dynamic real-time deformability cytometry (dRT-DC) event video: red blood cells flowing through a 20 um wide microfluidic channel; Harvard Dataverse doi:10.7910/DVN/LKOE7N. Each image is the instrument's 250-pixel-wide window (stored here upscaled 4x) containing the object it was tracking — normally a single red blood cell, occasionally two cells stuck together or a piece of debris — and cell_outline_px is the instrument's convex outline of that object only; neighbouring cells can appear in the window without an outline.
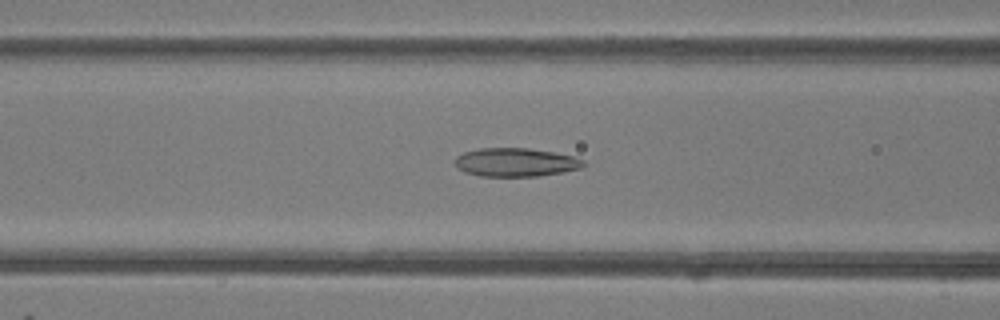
{"species": "common noctule bat (a hibernating species)", "species_latin": "Nyctalus noctula", "temperature_condition": "room temperature", "stored_images_in_passage": 43, "camera_frame_rate_fps": 3000, "um_per_image_px": 0.085, "animal": {"sex": "female"}, "frame": {"image": 1, "passage_image": 19, "time_ms": 6.0, "image_size_px": [1000, 320], "cell_outline_px": [[588, 164], [580, 168], [564, 172], [540, 176], [480, 176], [464, 172], [456, 168], [456, 156], [464, 152], [480, 148], [528, 148], [552, 152], [572, 156], [584, 160]], "centroid_in_image_um": [43.84, 13.8], "position_along_channel_um": 122.8, "area_um2": 21.44}}
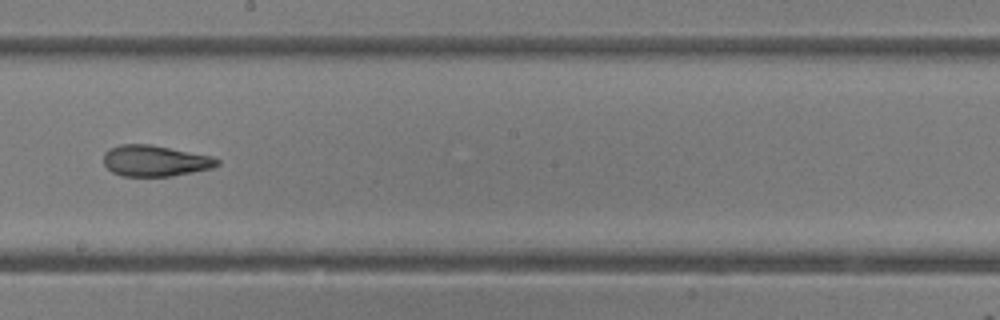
{"frame": {"image": 2, "passage_image": 27, "time_ms": 8.667, "image_size_px": [1000, 320], "cell_outline_px": [[220, 164], [212, 168], [172, 176], [120, 176], [112, 172], [104, 164], [104, 152], [108, 148], [120, 144], [148, 144], [212, 156], [220, 160]], "centroid_in_image_um": [13.16, 13.67], "position_along_channel_um": 235.0, "area_um2": 20.58}}
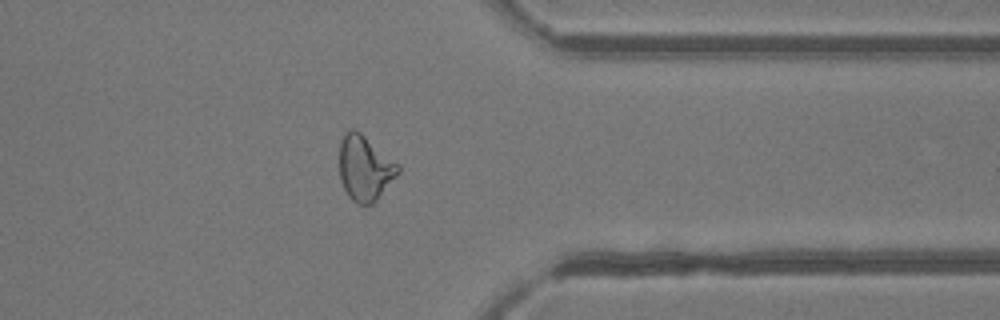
{"frame": {"image": 3, "passage_image": 38, "time_ms": 12.333, "image_size_px": [1000, 320], "cell_outline_px": [[400, 172], [376, 200], [372, 204], [356, 204], [348, 196], [340, 180], [340, 140], [344, 132], [352, 128], [360, 132], [400, 164]], "centroid_in_image_um": [31.01, 14.28], "position_along_channel_um": 380.4, "area_um2": 22.37}, "authors_computed_cell_mechanics": {"area_um2": 21.8484, "velocity_mm_per_s": 4.2193, "shape_relaxation_time_tau1_ms": null, "shape_relaxation_time_tau2_ms": 2.5423, "deformation_change_tau1": null, "deformation_change_tau2": 0.1053}}